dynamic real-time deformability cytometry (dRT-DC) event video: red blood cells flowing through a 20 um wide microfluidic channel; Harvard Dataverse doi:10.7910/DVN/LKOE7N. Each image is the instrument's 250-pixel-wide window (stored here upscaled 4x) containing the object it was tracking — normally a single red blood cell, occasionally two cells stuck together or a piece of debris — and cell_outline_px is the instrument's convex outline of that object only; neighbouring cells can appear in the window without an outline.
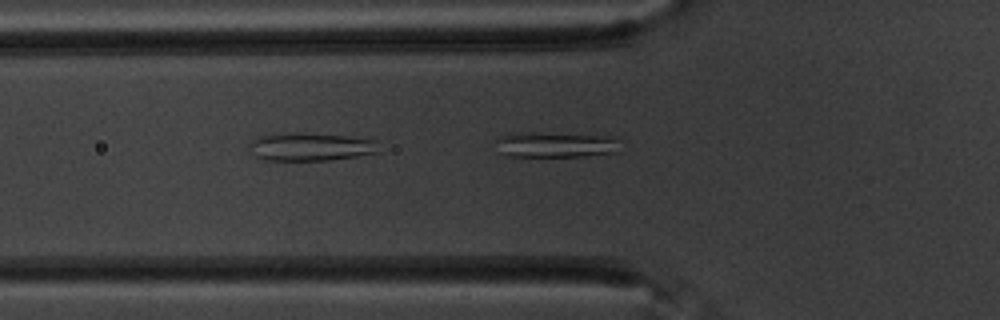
{"species": "common noctule bat (a hibernating species)", "species_latin": "Nyctalus noctula", "temperature_condition": "warm", "stored_images_in_passage": 40, "camera_frame_rate_fps": 3000, "um_per_image_px": 0.085, "animal": {"sex": "male", "body_mass_g": 20.1, "forearm_length_mm": 53.5}, "frame": {"image": 1, "passage_image": 2, "time_ms": 0.333, "image_size_px": [1000, 320], "cell_outline_px": [[624, 140], [616, 152], [584, 156], [504, 156], [500, 152], [492, 140], [500, 136], [516, 132], [532, 132], [616, 136]], "centroid_in_image_um": [47.24, 12.28], "position_along_channel_um": 78.6, "area_um2": 19.07}}
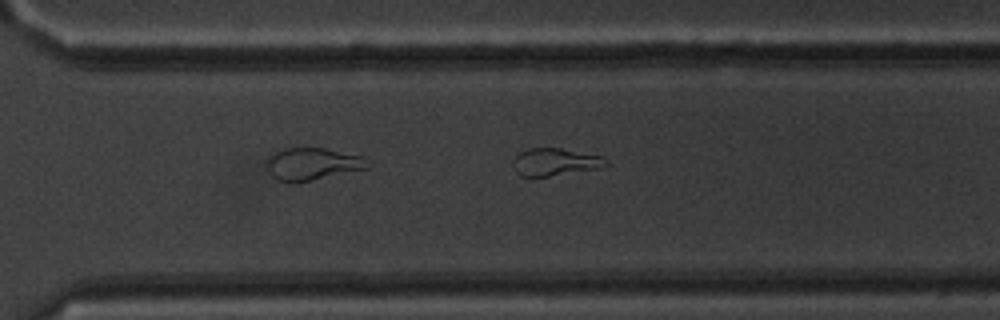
{"frame": {"image": 2, "passage_image": 23, "time_ms": 7.333, "image_size_px": [1000, 320], "cell_outline_px": [[608, 164], [596, 168], [548, 176], [520, 176], [512, 164], [512, 160], [520, 152], [528, 148], [560, 148], [604, 156], [608, 160]], "centroid_in_image_um": [47.17, 13.75], "position_along_channel_um": 323.4, "area_um2": 14.68}}
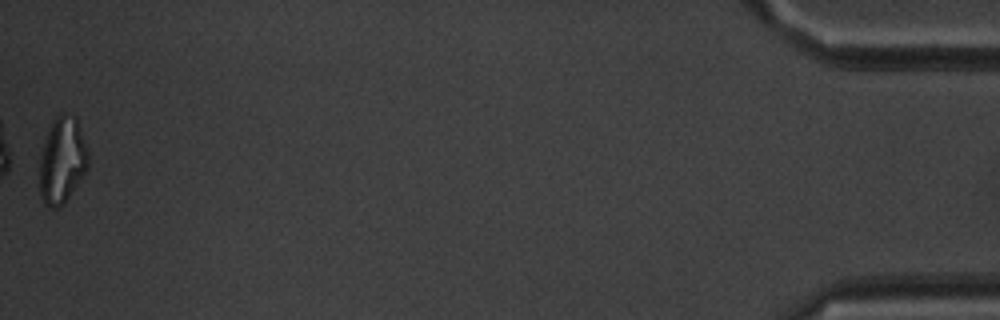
{"frame": {"image": 3, "passage_image": 40, "time_ms": 13.0, "image_size_px": [1000, 320], "cell_outline_px": [[88, 168], [64, 204], [56, 208], [52, 208], [44, 204], [40, 196], [40, 156], [48, 132], [56, 116], [60, 112], [64, 112], [76, 116], [88, 152]], "centroid_in_image_um": [5.29, 13.64], "position_along_channel_um": 429.9, "area_um2": 24.33}, "authors_computed_cell_mechanics": {"area_um2": 16.5308, "velocity_mm_per_s": 3.4958, "shape_relaxation_time_tau1_ms": 7.5382, "shape_relaxation_time_tau2_ms": 1.7779, "deformation_change_tau1": 0.2457, "deformation_change_tau2": 0.0827}}